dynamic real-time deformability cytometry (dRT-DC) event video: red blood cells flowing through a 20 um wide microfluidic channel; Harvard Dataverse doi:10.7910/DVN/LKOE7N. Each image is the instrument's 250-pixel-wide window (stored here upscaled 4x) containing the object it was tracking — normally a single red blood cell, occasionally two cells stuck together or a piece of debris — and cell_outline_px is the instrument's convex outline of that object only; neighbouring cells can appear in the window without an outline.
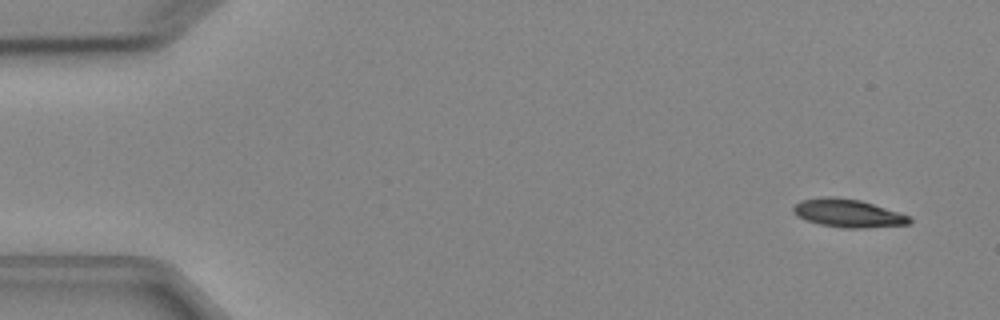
{"species": "Egyptian fruit bat (a non-hibernating species)", "species_latin": "Rousettus aegyptiacus", "temperature_condition": "cold", "stored_images_in_passage": 5, "camera_frame_rate_fps": 3000, "um_per_image_px": 0.085, "animal": {"sex": "female"}, "frame": {"image": 1, "passage_image": 1, "time_ms": 0.0, "image_size_px": [1000, 320], "cell_outline_px": [[912, 220], [908, 224], [864, 228], [844, 228], [820, 224], [796, 216], [792, 212], [792, 208], [800, 200], [824, 196], [836, 196], [860, 200], [912, 216]], "centroid_in_image_um": [72.07, 18.11], "position_along_channel_um": 12.9, "area_um2": 19.13}}
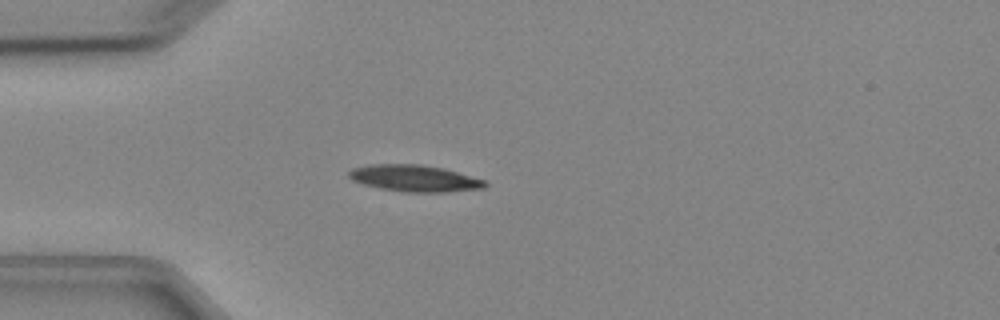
{"frame": {"image": 2, "passage_image": 4, "time_ms": 3.667, "image_size_px": [1000, 320], "cell_outline_px": [[488, 184], [484, 188], [448, 192], [404, 192], [380, 188], [364, 184], [352, 180], [348, 176], [348, 172], [352, 168], [368, 164], [420, 164], [444, 168], [488, 180]], "centroid_in_image_um": [35.28, 15.15], "position_along_channel_um": 49.7, "area_um2": 21.39}}